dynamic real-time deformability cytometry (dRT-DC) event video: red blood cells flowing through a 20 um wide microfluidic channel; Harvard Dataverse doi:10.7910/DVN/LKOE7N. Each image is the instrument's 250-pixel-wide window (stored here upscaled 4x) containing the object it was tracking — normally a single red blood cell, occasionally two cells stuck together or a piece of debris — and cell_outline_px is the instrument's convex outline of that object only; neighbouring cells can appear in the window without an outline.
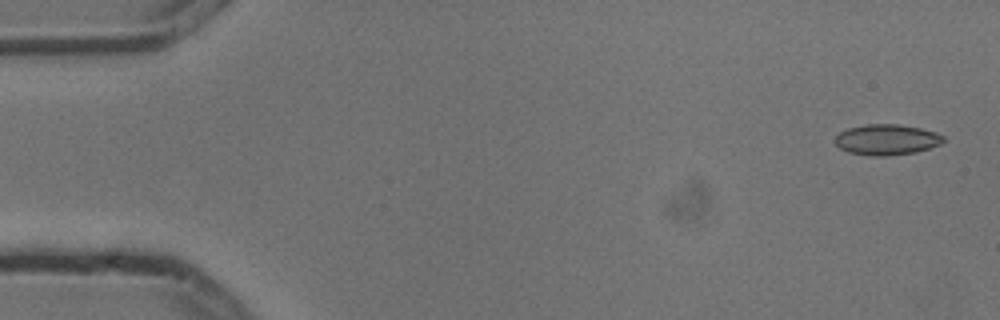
{"species": "common noctule bat (a hibernating species)", "species_latin": "Nyctalus noctula", "temperature_condition": "cold", "stored_images_in_passage": 3, "camera_frame_rate_fps": 3000, "um_per_image_px": 0.085, "animal": {"sex": "male", "body_mass_g": 13.3}, "frame": {"image": 1, "passage_image": 1, "time_ms": 0.0, "image_size_px": [1000, 320], "cell_outline_px": [[944, 140], [940, 144], [916, 152], [888, 156], [872, 156], [848, 152], [840, 148], [836, 144], [836, 136], [840, 132], [848, 128], [864, 124], [896, 124], [920, 128], [936, 132], [944, 136]], "centroid_in_image_um": [75.37, 11.87], "position_along_channel_um": 9.6, "area_um2": 19.31}}